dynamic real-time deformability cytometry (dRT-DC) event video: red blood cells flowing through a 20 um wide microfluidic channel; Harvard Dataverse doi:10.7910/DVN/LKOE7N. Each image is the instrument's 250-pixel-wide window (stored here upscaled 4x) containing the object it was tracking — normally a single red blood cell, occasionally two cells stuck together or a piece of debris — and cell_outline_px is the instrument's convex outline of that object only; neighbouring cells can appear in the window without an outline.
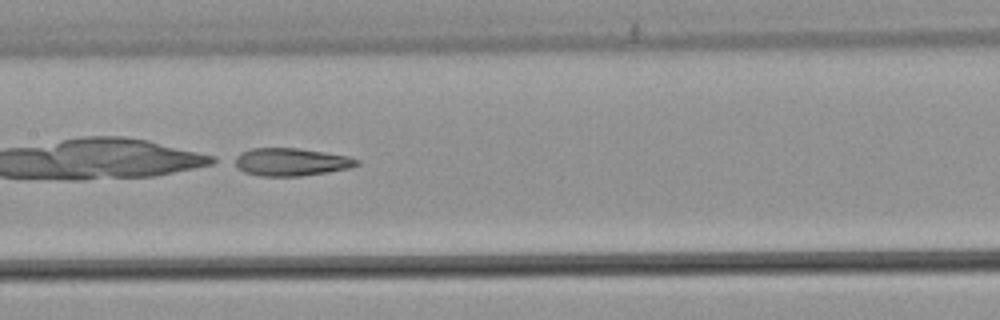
{"species": "common noctule bat (a hibernating species)", "species_latin": "Nyctalus noctula", "temperature_condition": "warm", "stored_images_in_passage": 45, "camera_frame_rate_fps": 3000, "um_per_image_px": 0.085, "animal": {"sex": "male", "body_mass_g": 21.5, "forearm_length_mm": 52.0}, "frame": {"image": 1, "passage_image": 20, "time_ms": 6.333, "image_size_px": [1000, 320], "cell_outline_px": [[360, 164], [352, 168], [328, 172], [300, 176], [260, 176], [244, 172], [228, 160], [232, 156], [240, 152], [252, 148], [296, 148], [324, 152], [348, 156], [360, 160]], "centroid_in_image_um": [24.68, 13.76], "position_along_channel_um": 182.7, "area_um2": 20.17}}